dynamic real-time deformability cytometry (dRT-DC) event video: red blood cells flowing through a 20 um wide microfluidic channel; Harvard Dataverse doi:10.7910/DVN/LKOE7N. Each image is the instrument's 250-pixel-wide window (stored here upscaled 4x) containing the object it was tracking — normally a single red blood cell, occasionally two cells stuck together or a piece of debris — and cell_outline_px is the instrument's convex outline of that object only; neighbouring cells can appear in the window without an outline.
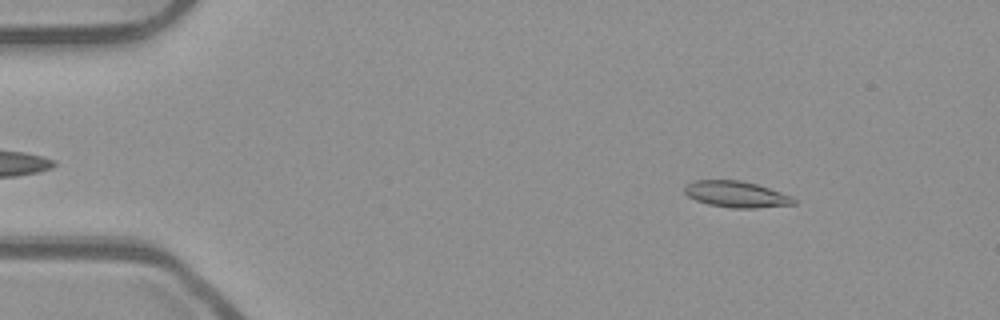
{"species": "common noctule bat (a hibernating species)", "species_latin": "Nyctalus noctula", "temperature_condition": "room temperature", "stored_images_in_passage": 53, "camera_frame_rate_fps": 3000, "um_per_image_px": 0.085, "animal": {"sex": "male", "body_mass_g": 23.1, "forearm_length_mm": 52.7}, "frame": {"image": 1, "passage_image": 7, "time_ms": 2.0, "image_size_px": [1000, 320], "cell_outline_px": [[796, 204], [756, 208], [732, 208], [708, 204], [696, 200], [688, 196], [684, 192], [684, 188], [688, 184], [696, 180], [740, 180], [756, 184], [792, 196], [796, 200]], "centroid_in_image_um": [62.59, 16.52], "position_along_channel_um": 22.4, "area_um2": 16.59}}
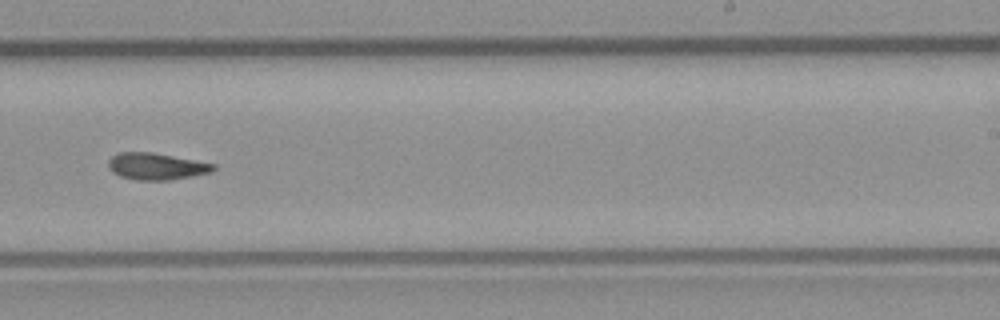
{"frame": {"image": 2, "passage_image": 33, "time_ms": 10.667, "image_size_px": [1000, 320], "cell_outline_px": [[216, 168], [212, 172], [192, 176], [168, 180], [136, 180], [120, 176], [112, 172], [108, 168], [108, 160], [116, 152], [152, 152], [216, 164]], "centroid_in_image_um": [13.27, 14.13], "position_along_channel_um": 275.7, "area_um2": 16.47}}
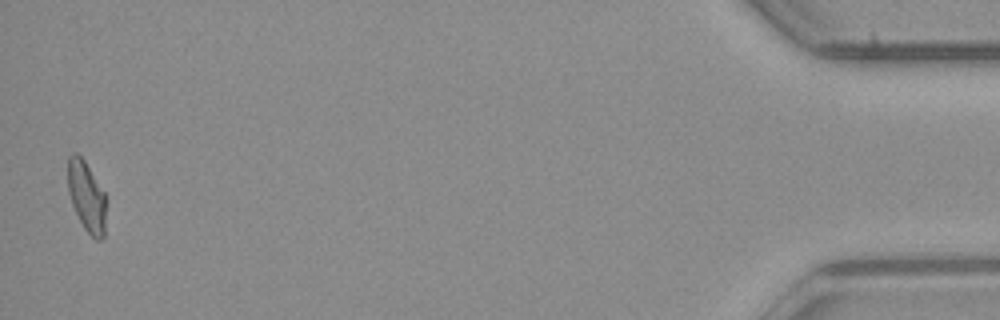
{"frame": {"image": 3, "passage_image": 52, "time_ms": 17.0, "image_size_px": [1000, 320], "cell_outline_px": [[104, 236], [100, 240], [96, 240], [84, 228], [72, 204], [68, 192], [68, 156], [72, 152], [76, 152], [84, 160], [104, 192]], "centroid_in_image_um": [7.33, 16.67], "position_along_channel_um": 427.9, "area_um2": 15.26}, "authors_computed_cell_mechanics": {"area_um2": 16.2996, "velocity_mm_per_s": 3.9062, "shape_relaxation_time_tau1_ms": null, "shape_relaxation_time_tau2_ms": 8.63, "deformation_change_tau1": null, "deformation_change_tau2": 0.1617}}